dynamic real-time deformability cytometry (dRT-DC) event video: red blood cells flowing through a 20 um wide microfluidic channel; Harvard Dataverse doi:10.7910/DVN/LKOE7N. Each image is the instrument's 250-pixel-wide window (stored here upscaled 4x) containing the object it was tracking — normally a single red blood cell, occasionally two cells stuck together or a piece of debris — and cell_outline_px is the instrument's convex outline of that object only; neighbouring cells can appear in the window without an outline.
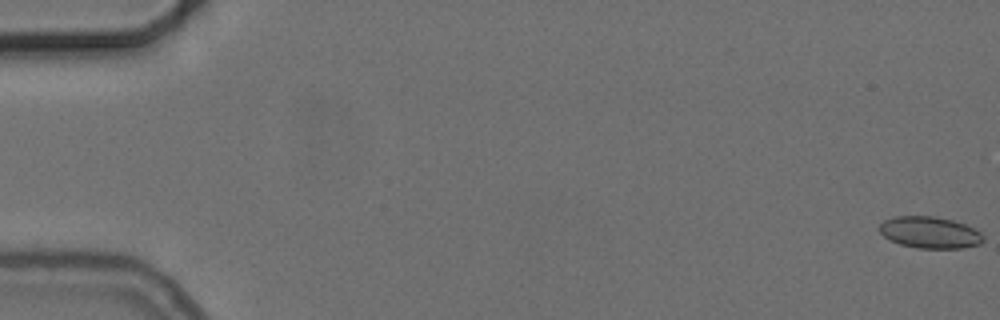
{"species": "common noctule bat (a hibernating species)", "species_latin": "Nyctalus noctula", "temperature_condition": "cold", "stored_images_in_passage": 56, "camera_frame_rate_fps": 3000, "um_per_image_px": 0.085, "animal": {"sex": "female", "body_mass_g": 24.6, "forearm_length_mm": 56.2}, "frame": {"image": 1, "passage_image": 1, "time_ms": 0.0, "image_size_px": [1000, 320], "cell_outline_px": [[984, 240], [980, 244], [964, 248], [916, 248], [900, 244], [884, 236], [880, 232], [880, 224], [884, 220], [892, 216], [936, 216], [952, 220], [976, 228], [984, 236]], "centroid_in_image_um": [79.06, 19.75], "position_along_channel_um": 5.9, "area_um2": 19.25}}
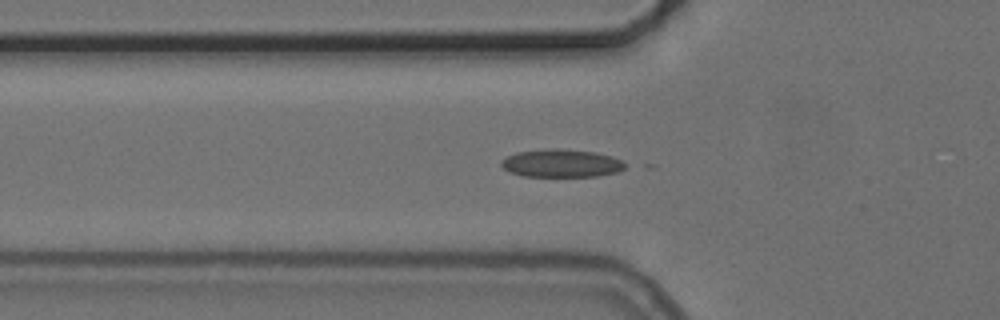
{"frame": {"image": 2, "passage_image": 20, "time_ms": 6.333, "image_size_px": [1000, 320], "cell_outline_px": [[628, 164], [620, 172], [596, 176], [524, 176], [508, 172], [500, 164], [500, 160], [516, 152], [548, 148], [560, 148], [596, 152], [612, 156]], "centroid_in_image_um": [47.72, 13.87], "position_along_channel_um": 78.1, "area_um2": 20.4}}
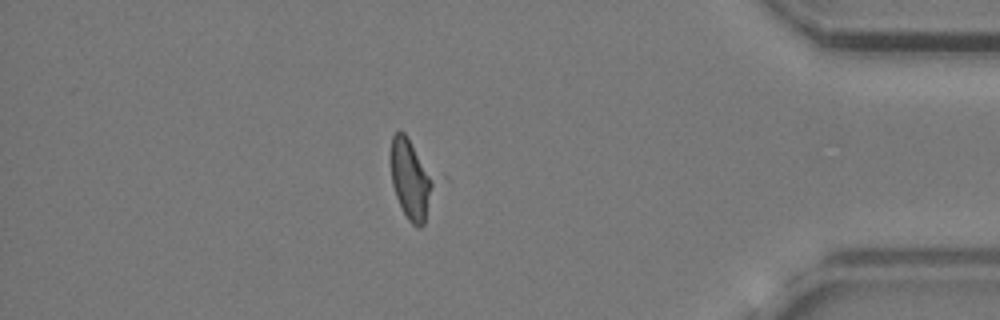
{"frame": {"image": 3, "passage_image": 49, "time_ms": 16.0, "image_size_px": [1000, 320], "cell_outline_px": [[432, 184], [424, 224], [420, 228], [416, 228], [408, 220], [396, 196], [392, 184], [388, 156], [392, 136], [396, 132], [404, 132], [408, 136]], "centroid_in_image_um": [34.78, 15.23], "position_along_channel_um": 400.4, "area_um2": 18.96}, "authors_computed_cell_mechanics": {"area_um2": 18.9584, "velocity_mm_per_s": 3.7246, "shape_relaxation_time_tau1_ms": null, "shape_relaxation_time_tau2_ms": 1.9886, "deformation_change_tau1": null, "deformation_change_tau2": 0.0866}}